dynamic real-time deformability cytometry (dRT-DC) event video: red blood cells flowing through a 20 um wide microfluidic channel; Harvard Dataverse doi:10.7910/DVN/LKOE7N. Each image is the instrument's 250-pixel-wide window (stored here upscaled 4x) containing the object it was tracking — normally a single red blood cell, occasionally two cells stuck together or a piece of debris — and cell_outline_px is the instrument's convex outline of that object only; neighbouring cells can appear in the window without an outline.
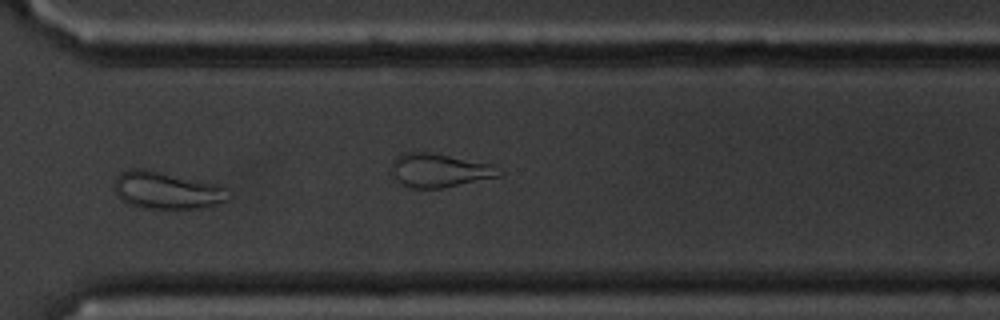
{"species": "common noctule bat (a hibernating species)", "species_latin": "Nyctalus noctula", "temperature_condition": "cold", "stored_images_in_passage": 54, "camera_frame_rate_fps": 3000, "um_per_image_px": 0.085, "animal": {"sex": "male", "body_mass_g": 20.1, "forearm_length_mm": 53.5}, "frame": {"image": 1, "passage_image": 39, "time_ms": 12.667, "image_size_px": [1000, 320], "cell_outline_px": [[232, 196], [228, 200], [216, 204], [200, 208], [140, 208], [128, 204], [116, 192], [116, 180], [120, 172], [132, 168], [144, 168], [216, 184], [224, 188]], "centroid_in_image_um": [14.19, 16.18], "position_along_channel_um": 356.4, "area_um2": 24.45}, "authors_computed_cell_mechanics": {"area_um2": 21.9929, "velocity_mm_per_s": 3.4589, "shape_relaxation_time_tau1_ms": null, "shape_relaxation_time_tau2_ms": 3.6252, "deformation_change_tau1": null, "deformation_change_tau2": 0.112}}